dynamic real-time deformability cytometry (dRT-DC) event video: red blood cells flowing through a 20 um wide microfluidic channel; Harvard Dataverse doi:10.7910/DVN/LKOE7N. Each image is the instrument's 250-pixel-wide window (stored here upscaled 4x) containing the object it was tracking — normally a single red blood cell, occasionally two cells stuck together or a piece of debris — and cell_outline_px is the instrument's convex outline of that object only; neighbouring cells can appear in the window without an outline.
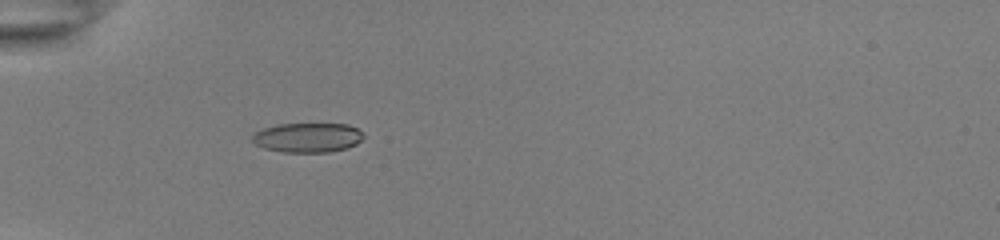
{"species": "common noctule bat (a hibernating species)", "species_latin": "Nyctalus noctula", "temperature_condition": "room temperature", "stored_images_in_passage": 27, "camera_frame_rate_fps": 3000, "um_per_image_px": 0.085, "animal": {"sex": "female", "body_mass_g": 22.0, "forearm_length_mm": 56.7}, "frame": {"image": 1, "passage_image": 1, "time_ms": 0.0, "image_size_px": [1000, 240], "cell_outline_px": [[364, 136], [356, 144], [348, 148], [332, 152], [284, 152], [264, 148], [256, 144], [252, 140], [252, 136], [256, 132], [264, 128], [276, 124], [348, 124], [356, 128]], "centroid_in_image_um": [26.15, 11.7], "position_along_channel_um": 58.9, "area_um2": 19.07}}
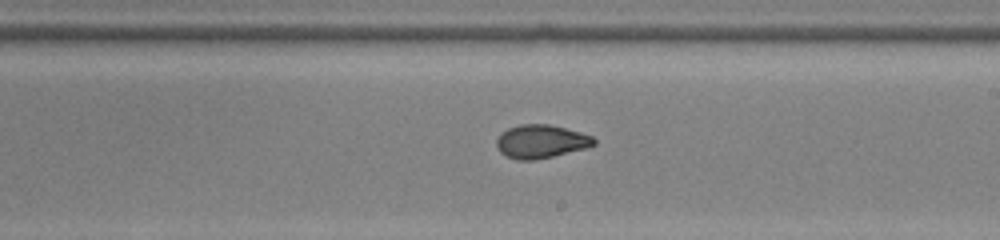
{"frame": {"image": 2, "passage_image": 16, "time_ms": 5.0, "image_size_px": [1000, 240], "cell_outline_px": [[596, 144], [588, 148], [536, 160], [516, 160], [500, 152], [496, 144], [496, 140], [508, 128], [520, 124], [548, 124], [580, 132], [592, 136], [596, 140]], "centroid_in_image_um": [46.01, 12.03], "position_along_channel_um": 243.0, "area_um2": 18.9}}
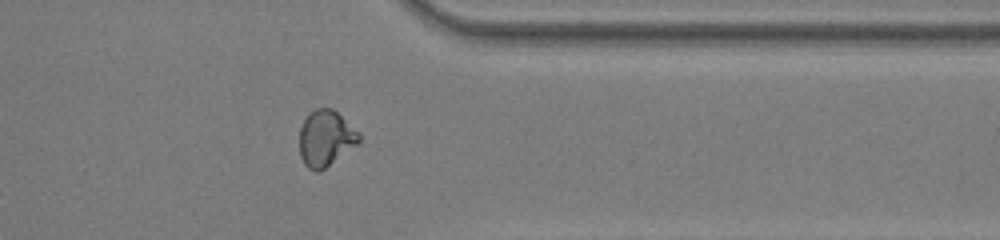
{"frame": {"image": 3, "passage_image": 27, "time_ms": 8.667, "image_size_px": [1000, 240], "cell_outline_px": [[360, 140], [356, 144], [320, 172], [316, 172], [308, 168], [304, 164], [300, 156], [300, 128], [304, 120], [316, 108], [332, 108], [360, 132]], "centroid_in_image_um": [27.67, 11.76], "position_along_channel_um": 383.7, "area_um2": 19.19}, "authors_computed_cell_mechanics": {"area_um2": 18.9584, "velocity_mm_per_s": 3.9138, "shape_relaxation_time_tau1_ms": 7.4799, "shape_relaxation_time_tau2_ms": 1.2597, "deformation_change_tau1": 0.22, "deformation_change_tau2": 0.0526}}